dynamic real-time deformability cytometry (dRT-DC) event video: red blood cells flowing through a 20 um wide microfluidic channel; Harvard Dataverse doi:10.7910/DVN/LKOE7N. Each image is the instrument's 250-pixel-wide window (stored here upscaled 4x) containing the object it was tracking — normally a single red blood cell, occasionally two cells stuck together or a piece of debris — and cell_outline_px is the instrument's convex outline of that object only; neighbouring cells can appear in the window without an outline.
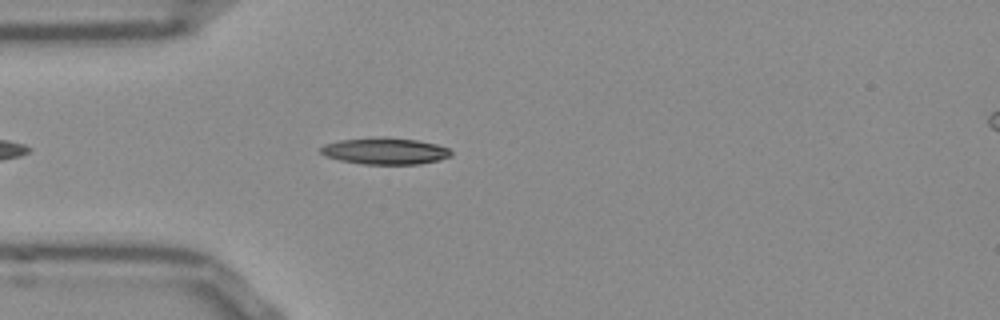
{"species": "Egyptian fruit bat (a non-hibernating species)", "species_latin": "Rousettus aegyptiacus", "temperature_condition": "room temperature", "stored_images_in_passage": 22, "camera_frame_rate_fps": 3000, "um_per_image_px": 0.085, "frame": {"image": 1, "passage_image": 5, "time_ms": 1.333, "image_size_px": [1000, 320], "cell_outline_px": [[452, 156], [440, 160], [420, 164], [364, 164], [340, 160], [328, 156], [320, 152], [320, 148], [324, 144], [340, 140], [416, 140], [436, 144], [448, 148], [452, 152]], "centroid_in_image_um": [32.79, 12.89], "position_along_channel_um": 52.2, "area_um2": 19.13}}
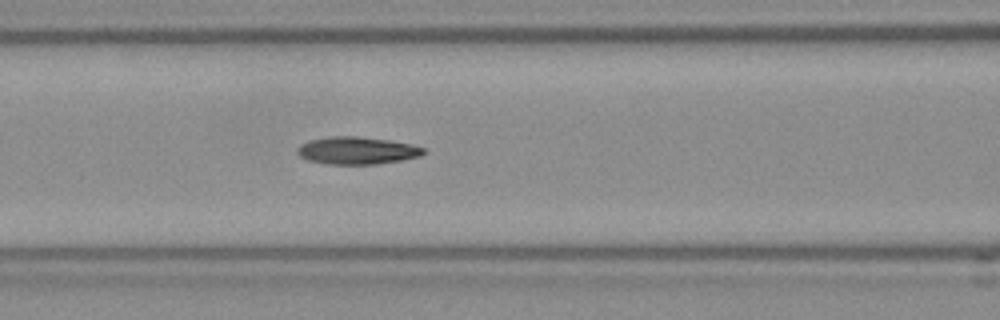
{"frame": {"image": 2, "passage_image": 12, "time_ms": 3.667, "image_size_px": [1000, 320], "cell_outline_px": [[424, 152], [420, 156], [400, 160], [372, 164], [328, 164], [308, 160], [300, 156], [296, 152], [296, 148], [300, 144], [308, 140], [328, 136], [356, 136], [388, 140], [412, 144], [424, 148]], "centroid_in_image_um": [30.28, 12.78], "position_along_channel_um": 136.3, "area_um2": 20.11}}
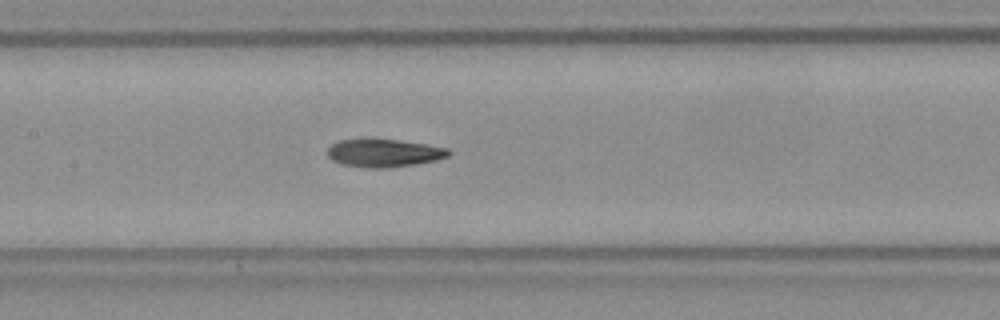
{"frame": {"image": 3, "passage_image": 15, "time_ms": 4.667, "image_size_px": [1000, 320], "cell_outline_px": [[452, 152], [448, 156], [436, 160], [416, 164], [384, 168], [372, 168], [340, 164], [332, 160], [328, 156], [328, 148], [332, 144], [340, 140], [364, 136], [368, 136], [400, 140], [448, 148]], "centroid_in_image_um": [32.59, 12.96], "position_along_channel_um": 174.8, "area_um2": 20.35}}